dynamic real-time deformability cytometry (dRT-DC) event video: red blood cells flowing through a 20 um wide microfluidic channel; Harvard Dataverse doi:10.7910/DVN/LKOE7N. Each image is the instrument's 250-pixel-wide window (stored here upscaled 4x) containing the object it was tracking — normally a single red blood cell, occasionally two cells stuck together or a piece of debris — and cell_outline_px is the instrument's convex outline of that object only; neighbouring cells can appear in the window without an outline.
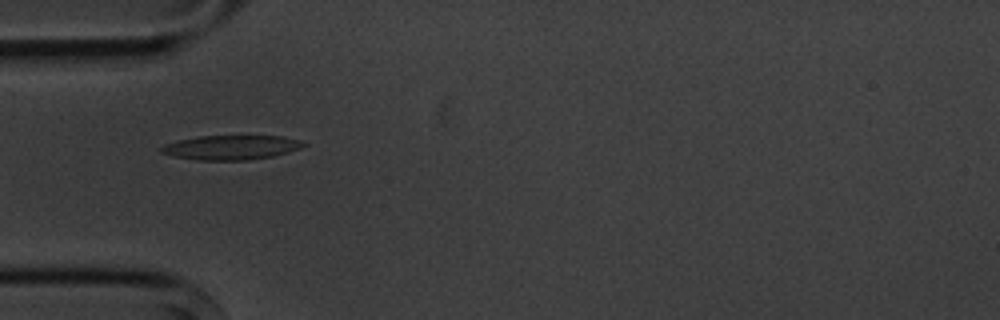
{"species": "common noctule bat (a hibernating species)", "species_latin": "Nyctalus noctula", "temperature_condition": "cold", "stored_images_in_passage": 11, "camera_frame_rate_fps": 3000, "um_per_image_px": 0.085, "animal": {"sex": "male", "body_mass_g": 20.1, "forearm_length_mm": 53.5}, "frame": {"image": 1, "passage_image": 1, "time_ms": 0.0, "image_size_px": [1000, 320], "cell_outline_px": [[308, 144], [300, 148], [288, 152], [272, 156], [248, 160], [196, 160], [176, 156], [160, 152], [156, 148], [164, 144], [176, 140], [200, 136], [280, 136], [300, 140]], "centroid_in_image_um": [19.6, 12.53], "position_along_channel_um": 65.4, "area_um2": 20.29}}
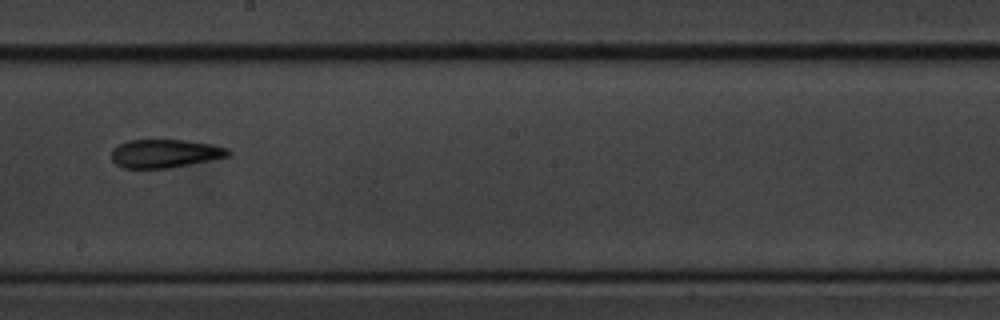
{"frame": {"image": 2, "passage_image": 5, "time_ms": 4.667, "image_size_px": [1000, 320], "cell_outline_px": [[232, 152], [228, 156], [172, 168], [124, 168], [116, 164], [112, 160], [112, 148], [128, 140], [184, 140], [212, 144], [228, 148]], "centroid_in_image_um": [14.02, 13.05], "position_along_channel_um": 234.2, "area_um2": 19.31}}
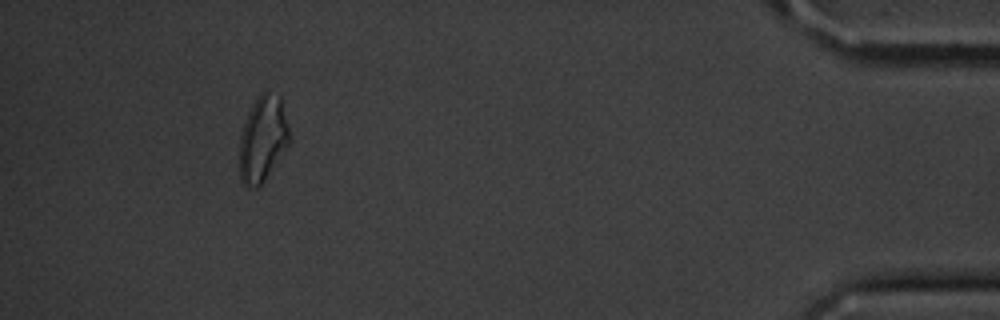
{"frame": {"image": 3, "passage_image": 10, "time_ms": 11.333, "image_size_px": [1000, 320], "cell_outline_px": [[292, 140], [264, 180], [256, 188], [252, 188], [244, 184], [240, 180], [240, 136], [244, 124], [252, 104], [260, 92], [264, 88], [268, 88], [280, 96], [288, 124]], "centroid_in_image_um": [22.36, 11.74], "position_along_channel_um": 412.8, "area_um2": 25.14}, "authors_computed_cell_mechanics": {"area_um2": 19.8832, "velocity_mm_per_s": 3.6037, "shape_relaxation_time_tau1_ms": 3.308, "shape_relaxation_time_tau2_ms": null, "deformation_change_tau1": 0.1227, "deformation_change_tau2": null}}